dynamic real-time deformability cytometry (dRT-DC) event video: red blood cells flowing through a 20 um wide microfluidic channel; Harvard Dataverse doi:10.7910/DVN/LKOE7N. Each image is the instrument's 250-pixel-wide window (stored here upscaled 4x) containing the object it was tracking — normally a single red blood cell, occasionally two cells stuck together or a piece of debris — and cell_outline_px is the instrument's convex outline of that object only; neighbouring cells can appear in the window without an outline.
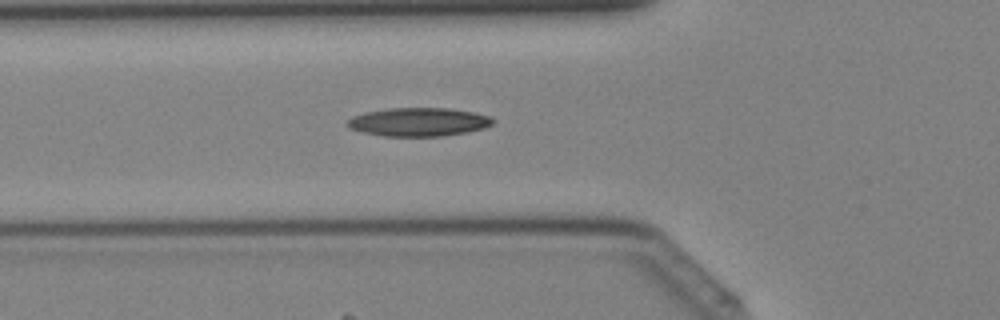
{"species": "Egyptian fruit bat (a non-hibernating species)", "species_latin": "Rousettus aegyptiacus", "temperature_condition": "cold", "stored_images_in_passage": 41, "camera_frame_rate_fps": 3000, "um_per_image_px": 0.085, "animal": {"sex": "female"}, "frame": {"image": 1, "passage_image": 15, "time_ms": 4.667, "image_size_px": [1000, 320], "cell_outline_px": [[496, 120], [492, 124], [484, 128], [468, 132], [440, 136], [384, 136], [360, 132], [348, 128], [344, 124], [352, 116], [364, 112], [384, 108], [448, 108], [476, 112], [488, 116]], "centroid_in_image_um": [35.54, 10.36], "position_along_channel_um": 90.3, "area_um2": 24.51}}
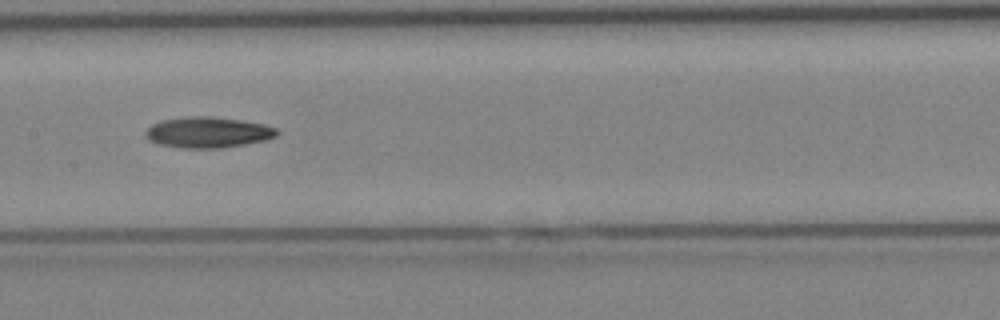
{"frame": {"image": 2, "passage_image": 21, "time_ms": 6.667, "image_size_px": [1000, 320], "cell_outline_px": [[280, 132], [276, 136], [264, 140], [244, 144], [220, 148], [180, 148], [160, 144], [148, 140], [144, 136], [144, 132], [152, 124], [164, 120], [188, 116], [212, 116], [240, 120], [264, 124], [276, 128]], "centroid_in_image_um": [17.66, 11.25], "position_along_channel_um": 189.7, "area_um2": 23.58}}
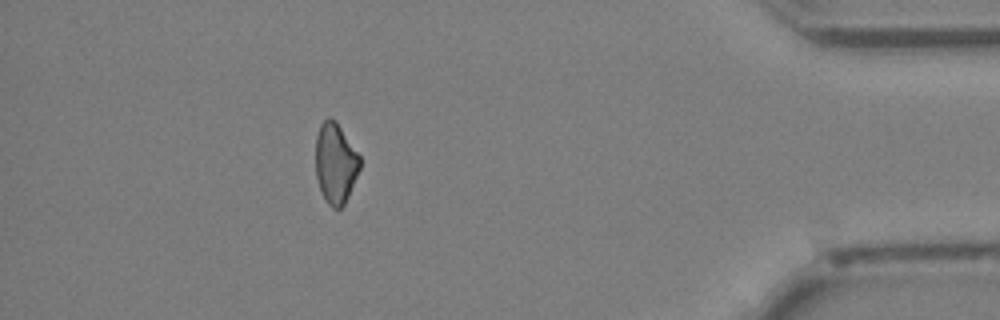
{"frame": {"image": 3, "passage_image": 37, "time_ms": 12.0, "image_size_px": [1000, 320], "cell_outline_px": [[360, 168], [348, 196], [344, 204], [340, 208], [332, 208], [324, 200], [316, 176], [316, 136], [320, 124], [328, 116], [336, 120], [360, 156]], "centroid_in_image_um": [28.51, 13.86], "position_along_channel_um": 406.7, "area_um2": 20.75}}